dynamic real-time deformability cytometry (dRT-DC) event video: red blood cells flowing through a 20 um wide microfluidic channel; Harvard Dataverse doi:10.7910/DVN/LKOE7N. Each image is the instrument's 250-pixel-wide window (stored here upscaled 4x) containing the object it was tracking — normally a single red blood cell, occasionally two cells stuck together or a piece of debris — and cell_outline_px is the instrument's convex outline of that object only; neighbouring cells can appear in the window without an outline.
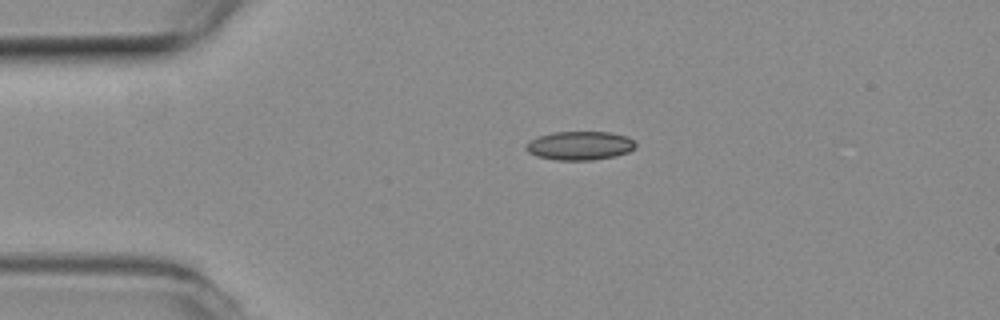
{"species": "common noctule bat (a hibernating species)", "species_latin": "Nyctalus noctula", "temperature_condition": "room temperature", "stored_images_in_passage": 3, "camera_frame_rate_fps": 3000, "um_per_image_px": 0.085, "animal": {"sex": "female", "body_mass_g": 19.3, "forearm_length_mm": 54.1}, "frame": {"image": 1, "passage_image": 1, "time_ms": 0.0, "image_size_px": [1000, 320], "cell_outline_px": [[636, 148], [628, 152], [616, 156], [592, 160], [556, 160], [536, 156], [528, 152], [524, 148], [532, 140], [540, 136], [552, 132], [608, 132], [628, 136], [636, 144]], "centroid_in_image_um": [49.31, 12.38], "position_along_channel_um": 35.7, "area_um2": 18.32}}